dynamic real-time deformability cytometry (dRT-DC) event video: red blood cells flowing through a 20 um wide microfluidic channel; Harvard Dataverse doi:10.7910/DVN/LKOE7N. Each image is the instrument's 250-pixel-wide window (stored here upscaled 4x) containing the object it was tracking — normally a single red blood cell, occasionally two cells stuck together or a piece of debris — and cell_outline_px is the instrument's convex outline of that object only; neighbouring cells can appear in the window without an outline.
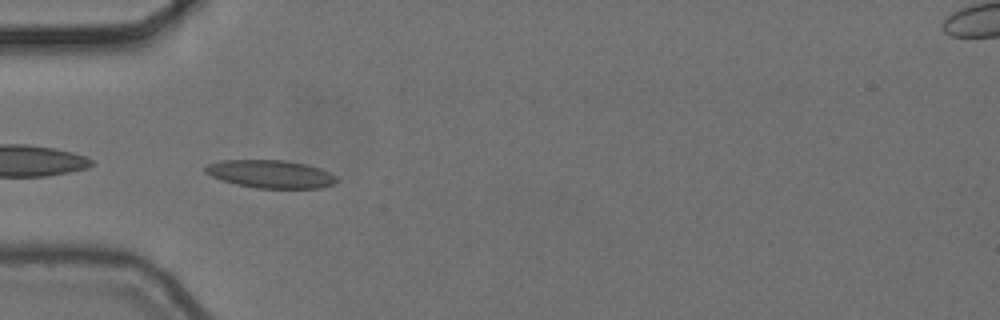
{"species": "common noctule bat (a hibernating species)", "species_latin": "Nyctalus noctula", "temperature_condition": "cold", "stored_images_in_passage": 5, "camera_frame_rate_fps": 3000, "um_per_image_px": 0.085, "animal": {"sex": "female", "body_mass_g": 24.6, "forearm_length_mm": 56.2}, "frame": {"image": 1, "passage_image": 5, "time_ms": 1.333, "image_size_px": [1000, 320], "cell_outline_px": [[336, 180], [332, 184], [320, 188], [256, 188], [236, 184], [212, 176], [204, 172], [204, 168], [208, 164], [224, 160], [284, 160], [304, 164], [320, 168], [336, 176]], "centroid_in_image_um": [22.98, 14.79], "position_along_channel_um": 62.0, "area_um2": 21.1}}